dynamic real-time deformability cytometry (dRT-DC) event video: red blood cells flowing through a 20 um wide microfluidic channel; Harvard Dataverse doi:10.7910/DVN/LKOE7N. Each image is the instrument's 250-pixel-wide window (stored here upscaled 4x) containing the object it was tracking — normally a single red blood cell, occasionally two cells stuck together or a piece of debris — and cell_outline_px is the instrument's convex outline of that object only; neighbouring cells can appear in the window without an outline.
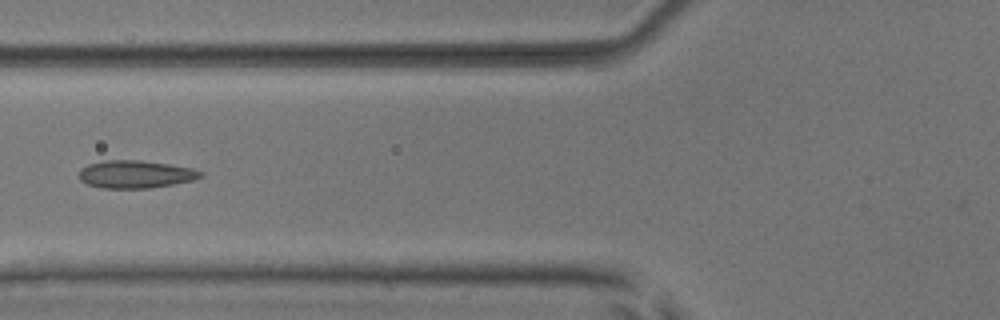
{"species": "common noctule bat (a hibernating species)", "species_latin": "Nyctalus noctula", "temperature_condition": "room temperature", "stored_images_in_passage": 3, "camera_frame_rate_fps": 3000, "um_per_image_px": 0.085, "animal": {"sex": "male", "body_mass_g": 17.9, "forearm_length_mm": 54.2}, "frame": {"image": 1, "passage_image": 2, "time_ms": 0.333, "image_size_px": [1000, 320], "cell_outline_px": [[204, 176], [192, 180], [172, 184], [148, 188], [104, 188], [88, 184], [80, 180], [80, 168], [88, 164], [104, 160], [140, 160], [168, 164], [192, 168], [204, 172]], "centroid_in_image_um": [11.52, 14.8], "position_along_channel_um": 114.3, "area_um2": 19.54}}
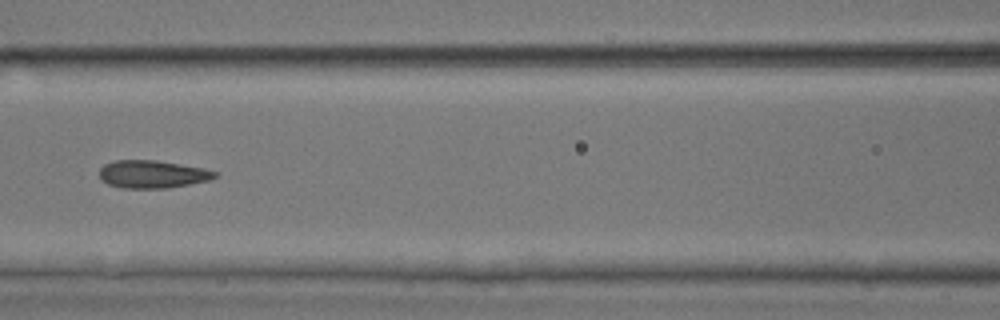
{"frame": {"image": 2, "passage_image": 3, "time_ms": 0.667, "image_size_px": [1000, 320], "cell_outline_px": [[220, 176], [208, 180], [168, 188], [120, 188], [108, 184], [100, 180], [100, 168], [104, 164], [112, 160], [156, 160], [204, 168], [216, 172]], "centroid_in_image_um": [12.93, 14.8], "position_along_channel_um": 153.7, "area_um2": 18.79}}